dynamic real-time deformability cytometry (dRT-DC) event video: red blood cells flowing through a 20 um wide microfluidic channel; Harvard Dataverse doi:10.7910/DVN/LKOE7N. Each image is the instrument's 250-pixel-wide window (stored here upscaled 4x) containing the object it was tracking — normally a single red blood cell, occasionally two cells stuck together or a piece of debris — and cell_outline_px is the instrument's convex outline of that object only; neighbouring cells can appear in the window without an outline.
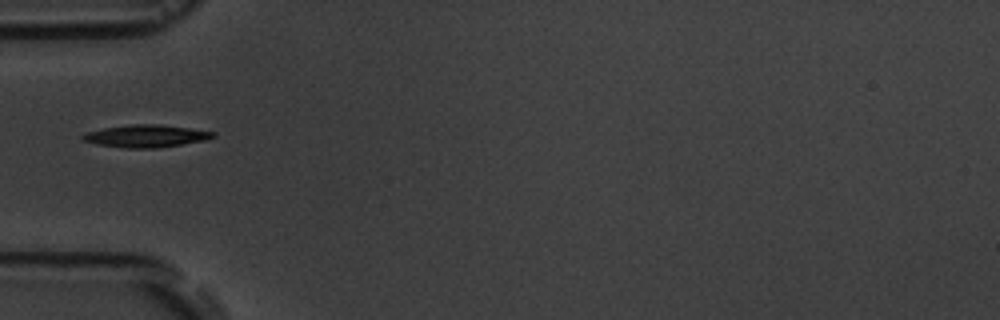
{"species": "common noctule bat (a hibernating species)", "species_latin": "Nyctalus noctula", "temperature_condition": "room temperature", "stored_images_in_passage": 1, "camera_frame_rate_fps": 3000, "um_per_image_px": 0.085, "animal": {"sex": "male", "body_mass_g": 19.5, "forearm_length_mm": 54.6}, "frame": {"image": 1, "passage_image": 1, "time_ms": 0.0, "image_size_px": [1000, 320], "cell_outline_px": [[216, 136], [204, 140], [156, 148], [124, 148], [96, 144], [84, 140], [80, 136], [88, 132], [104, 128], [128, 124], [160, 124], [216, 132]], "centroid_in_image_um": [12.4, 11.56], "position_along_channel_um": 72.6, "area_um2": 16.88}}